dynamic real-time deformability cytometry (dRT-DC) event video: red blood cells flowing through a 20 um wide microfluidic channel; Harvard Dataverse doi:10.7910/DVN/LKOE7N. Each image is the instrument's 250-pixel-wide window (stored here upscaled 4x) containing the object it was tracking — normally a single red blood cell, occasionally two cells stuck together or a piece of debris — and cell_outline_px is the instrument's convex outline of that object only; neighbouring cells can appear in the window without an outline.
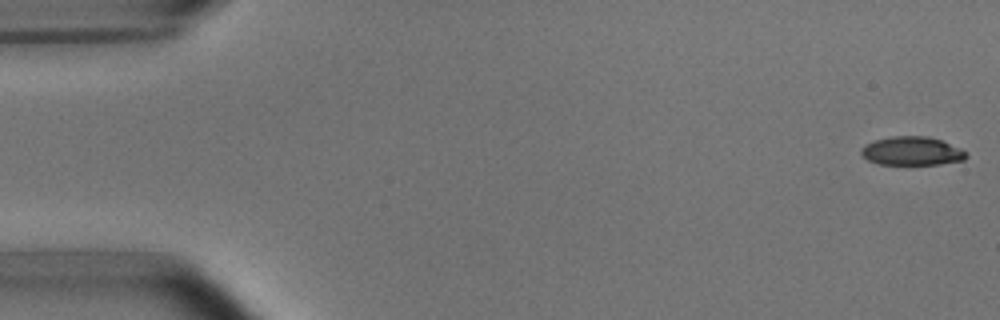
{"species": "common noctule bat (a hibernating species)", "species_latin": "Nyctalus noctula", "temperature_condition": "room temperature", "stored_images_in_passage": 6, "camera_frame_rate_fps": 3000, "um_per_image_px": 0.085, "animal": {"sex": "male", "body_mass_g": 15.6}, "frame": {"image": 1, "passage_image": 1, "time_ms": 0.0, "image_size_px": [1000, 320], "cell_outline_px": [[968, 156], [964, 160], [940, 164], [880, 164], [868, 160], [860, 152], [860, 148], [864, 144], [876, 140], [892, 136], [928, 136], [940, 140], [960, 148], [968, 152]], "centroid_in_image_um": [77.52, 12.83], "position_along_channel_um": 7.5, "area_um2": 17.51}}
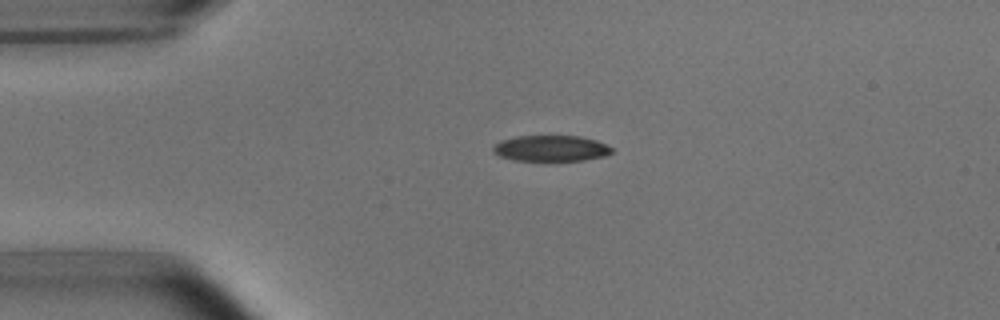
{"frame": {"image": 2, "passage_image": 4, "time_ms": 3.667, "image_size_px": [1000, 320], "cell_outline_px": [[612, 152], [604, 156], [584, 160], [512, 160], [500, 156], [492, 152], [492, 148], [500, 140], [516, 136], [580, 136], [596, 140], [612, 148]], "centroid_in_image_um": [46.8, 12.6], "position_along_channel_um": 38.2, "area_um2": 17.8}}